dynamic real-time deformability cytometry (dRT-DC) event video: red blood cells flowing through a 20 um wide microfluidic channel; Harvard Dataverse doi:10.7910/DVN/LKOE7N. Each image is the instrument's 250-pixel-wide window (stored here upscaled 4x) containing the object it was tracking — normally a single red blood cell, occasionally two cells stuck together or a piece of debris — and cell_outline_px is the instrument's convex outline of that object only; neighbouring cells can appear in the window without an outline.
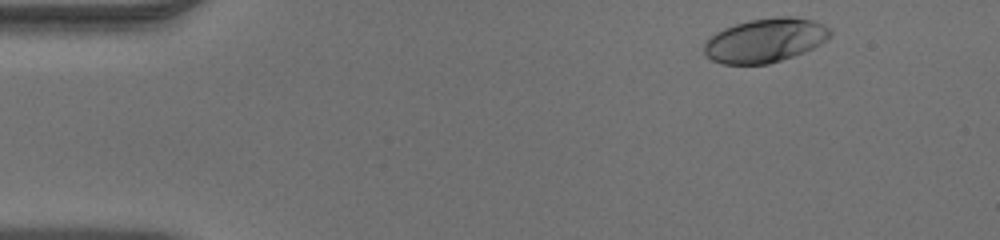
{"species": "human", "species_latin": "Homo sapiens", "temperature_condition": "warm", "stored_images_in_passage": 46, "camera_frame_rate_fps": 3000, "um_per_image_px": 0.085, "donor": {"sex": "male"}, "frame": {"image": 1, "passage_image": 2, "time_ms": 0.333, "image_size_px": [1000, 240], "cell_outline_px": [[832, 32], [820, 44], [804, 52], [768, 64], [720, 64], [712, 60], [704, 52], [704, 44], [716, 32], [724, 28], [748, 20], [776, 16], [792, 16], [812, 20], [828, 28]], "centroid_in_image_um": [65.01, 3.43], "position_along_channel_um": 20.0, "area_um2": 32.02}}
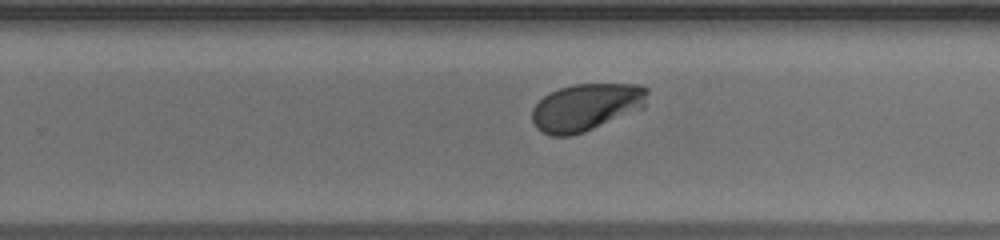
{"frame": {"image": 2, "passage_image": 28, "time_ms": 9.0, "image_size_px": [1000, 240], "cell_outline_px": [[648, 92], [644, 108], [584, 132], [572, 136], [552, 136], [536, 128], [532, 120], [532, 108], [544, 96], [560, 88], [572, 84], [640, 84], [648, 88]], "centroid_in_image_um": [49.84, 9.11], "position_along_channel_um": 280.0, "area_um2": 31.85}}
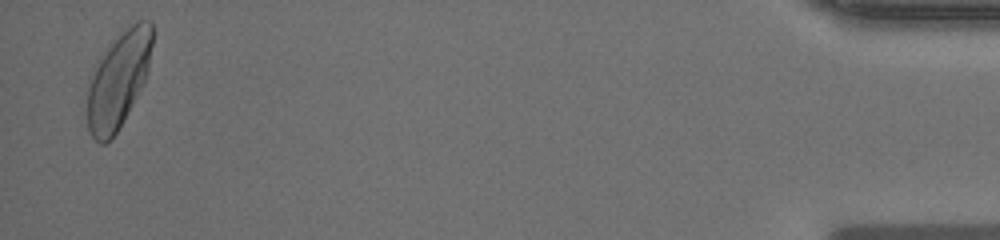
{"frame": {"image": 3, "passage_image": 45, "time_ms": 14.667, "image_size_px": [1000, 240], "cell_outline_px": [[152, 44], [148, 68], [144, 84], [124, 120], [116, 132], [104, 144], [100, 144], [92, 136], [88, 128], [88, 80], [100, 56], [136, 20], [152, 20]], "centroid_in_image_um": [10.07, 6.81], "position_along_channel_um": 425.1, "area_um2": 35.78}}